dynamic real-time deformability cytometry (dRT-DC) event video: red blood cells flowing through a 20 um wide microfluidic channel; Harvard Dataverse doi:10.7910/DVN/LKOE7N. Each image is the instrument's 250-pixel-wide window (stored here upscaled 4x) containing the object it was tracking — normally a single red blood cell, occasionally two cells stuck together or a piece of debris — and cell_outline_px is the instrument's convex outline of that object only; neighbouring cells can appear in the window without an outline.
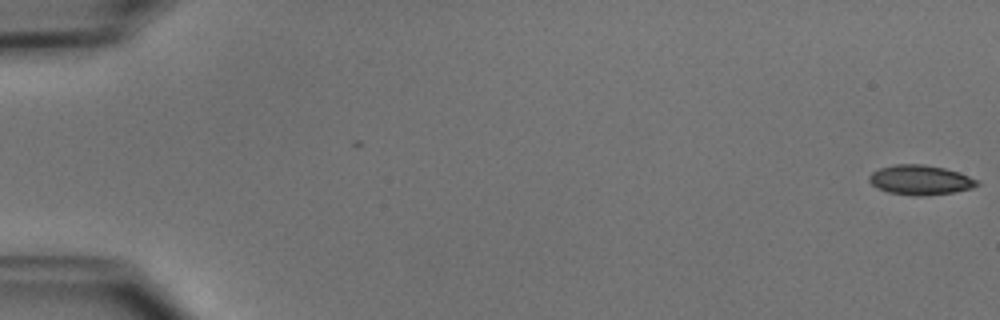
{"species": "common noctule bat (a hibernating species)", "species_latin": "Nyctalus noctula", "temperature_condition": "cold", "stored_images_in_passage": 52, "camera_frame_rate_fps": 3000, "um_per_image_px": 0.085, "animal": {"sex": "male", "body_mass_g": 15.6}, "frame": {"image": 1, "passage_image": 1, "time_ms": 0.0, "image_size_px": [1000, 320], "cell_outline_px": [[980, 184], [972, 188], [952, 192], [924, 196], [912, 196], [888, 192], [872, 184], [868, 180], [868, 176], [872, 172], [880, 168], [896, 164], [924, 164], [944, 168], [968, 176], [976, 180]], "centroid_in_image_um": [78.2, 15.3], "position_along_channel_um": 6.8, "area_um2": 18.5}}
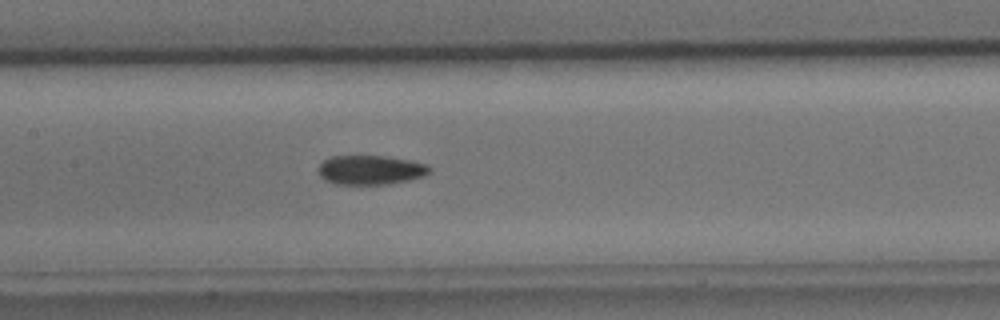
{"frame": {"image": 2, "passage_image": 26, "time_ms": 8.333, "image_size_px": [1000, 320], "cell_outline_px": [[432, 168], [424, 176], [408, 180], [388, 184], [336, 184], [324, 180], [320, 176], [320, 164], [324, 160], [332, 156], [388, 156], [412, 160], [428, 164]], "centroid_in_image_um": [31.53, 14.44], "position_along_channel_um": 175.9, "area_um2": 19.02}}
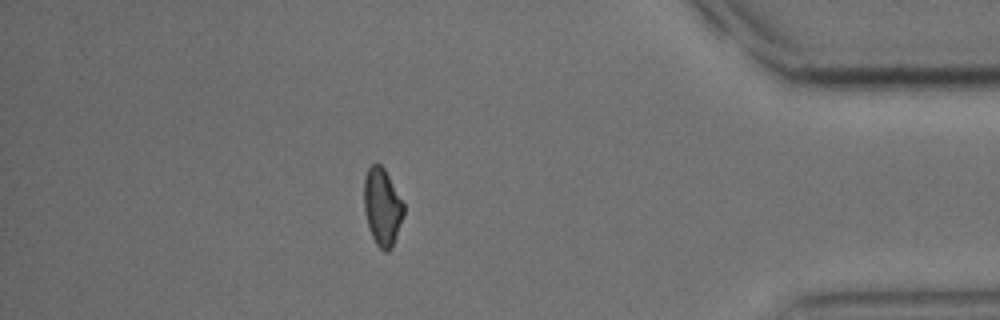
{"frame": {"image": 3, "passage_image": 46, "time_ms": 15.0, "image_size_px": [1000, 320], "cell_outline_px": [[404, 212], [392, 248], [388, 252], [384, 252], [376, 244], [372, 236], [368, 224], [364, 208], [364, 176], [368, 168], [376, 160], [384, 168], [404, 204]], "centroid_in_image_um": [32.48, 17.56], "position_along_channel_um": 402.7, "area_um2": 17.8}, "authors_computed_cell_mechanics": {"area_um2": 18.785, "velocity_mm_per_s": 3.9244, "shape_relaxation_time_tau1_ms": 4.7357, "shape_relaxation_time_tau2_ms": null, "deformation_change_tau1": 0.1005, "deformation_change_tau2": null}}